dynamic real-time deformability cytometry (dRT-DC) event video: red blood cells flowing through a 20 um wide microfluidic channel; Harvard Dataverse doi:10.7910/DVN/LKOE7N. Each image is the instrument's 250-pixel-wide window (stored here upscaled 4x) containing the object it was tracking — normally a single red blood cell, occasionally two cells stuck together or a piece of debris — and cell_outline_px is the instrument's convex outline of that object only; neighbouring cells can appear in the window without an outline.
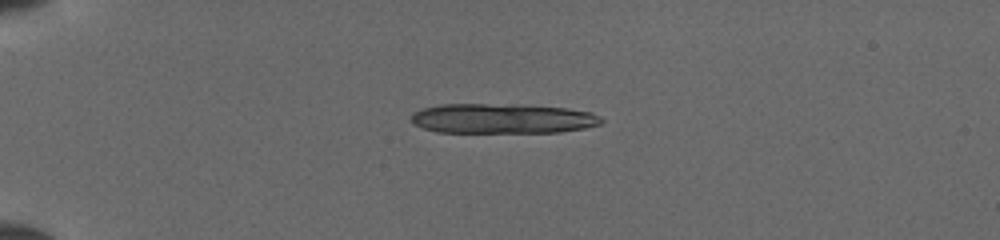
{"species": "common noctule bat (a hibernating species)", "species_latin": "Nyctalus noctula", "temperature_condition": "cold", "stored_images_in_passage": 38, "segment_of_instrument_passage": [1, 2], "camera_frame_rate_fps": 3000, "um_per_image_px": 0.085, "animal": {"sex": "female", "body_mass_g": 19.5, "forearm_length_mm": 54.1}, "frame": {"image": 1, "passage_image": 1, "time_ms": 0.0, "image_size_px": [1000, 240], "cell_outline_px": [[604, 124], [584, 128], [560, 132], [436, 132], [412, 124], [412, 116], [416, 112], [424, 108], [440, 104], [484, 104], [564, 108], [592, 112], [600, 116], [604, 120]], "centroid_in_image_um": [42.73, 10.09], "position_along_channel_um": 42.3, "area_um2": 32.71}}